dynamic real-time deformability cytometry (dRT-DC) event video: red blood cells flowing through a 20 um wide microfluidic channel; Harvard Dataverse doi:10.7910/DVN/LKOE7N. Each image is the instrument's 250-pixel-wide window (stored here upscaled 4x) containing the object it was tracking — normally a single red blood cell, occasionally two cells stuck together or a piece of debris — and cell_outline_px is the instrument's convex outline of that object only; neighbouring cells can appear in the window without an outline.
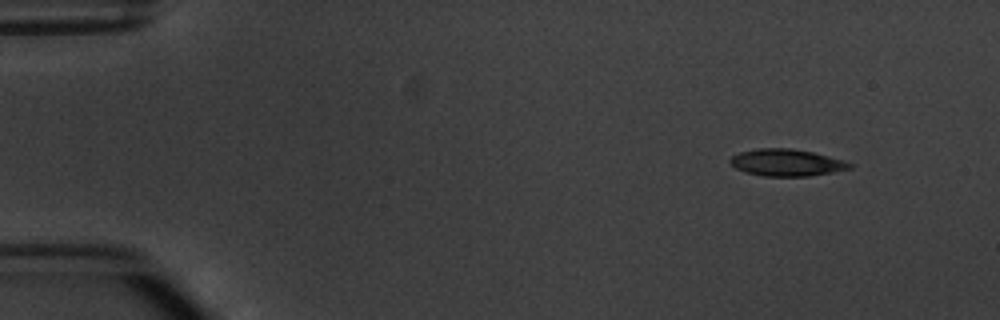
{"species": "common noctule bat (a hibernating species)", "species_latin": "Nyctalus noctula", "temperature_condition": "warm", "stored_images_in_passage": 5, "camera_frame_rate_fps": 3000, "um_per_image_px": 0.085, "animal": {"sex": "male", "body_mass_g": 20.1, "forearm_length_mm": 53.5}, "frame": {"image": 1, "passage_image": 1, "time_ms": 0.0, "image_size_px": [1000, 320], "cell_outline_px": [[856, 164], [852, 168], [832, 172], [808, 176], [764, 176], [748, 172], [736, 168], [728, 160], [732, 156], [740, 152], [756, 148], [792, 148], [812, 152], [844, 160]], "centroid_in_image_um": [66.89, 13.81], "position_along_channel_um": 18.1, "area_um2": 18.73}}
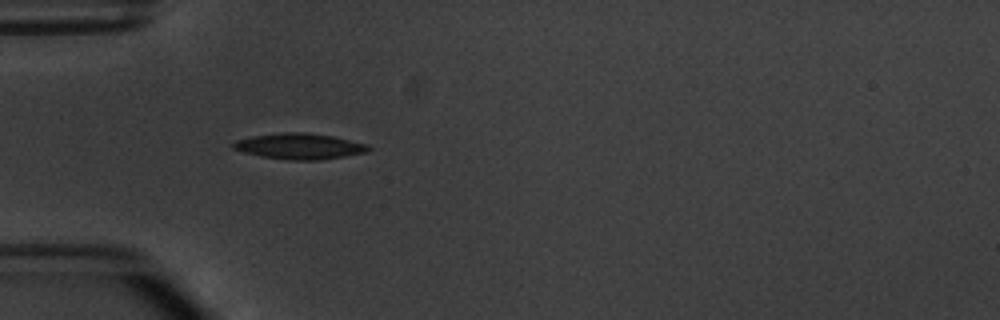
{"frame": {"image": 2, "passage_image": 4, "time_ms": 3.667, "image_size_px": [1000, 320], "cell_outline_px": [[372, 148], [364, 152], [344, 156], [320, 160], [288, 160], [260, 156], [244, 152], [232, 148], [232, 144], [236, 140], [252, 136], [284, 132], [304, 132], [332, 136], [368, 144]], "centroid_in_image_um": [25.44, 12.43], "position_along_channel_um": 59.6, "area_um2": 20.23}}